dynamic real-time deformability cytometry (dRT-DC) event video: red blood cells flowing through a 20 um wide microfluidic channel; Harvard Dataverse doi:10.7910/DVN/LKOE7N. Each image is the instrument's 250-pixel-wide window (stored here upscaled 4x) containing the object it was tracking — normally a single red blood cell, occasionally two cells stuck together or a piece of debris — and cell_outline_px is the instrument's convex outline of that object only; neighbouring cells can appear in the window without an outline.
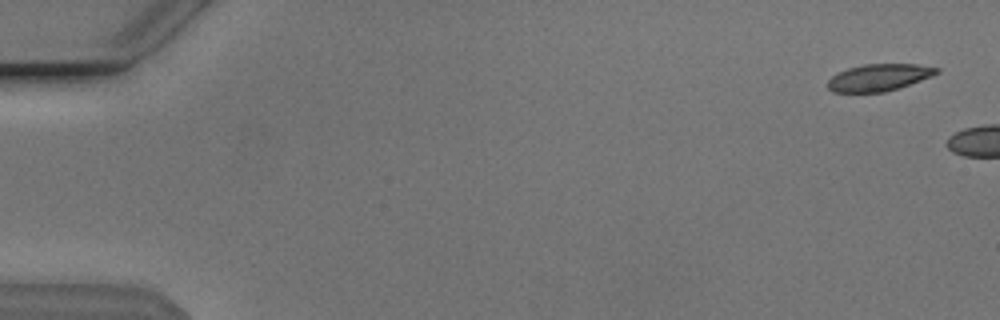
{"species": "Egyptian fruit bat (a non-hibernating species)", "species_latin": "Rousettus aegyptiacus", "temperature_condition": "cold", "stored_images_in_passage": 5, "camera_frame_rate_fps": 3000, "um_per_image_px": 0.085, "animal": {"sex": "male"}, "frame": {"image": 1, "passage_image": 2, "time_ms": 0.333, "image_size_px": [1000, 320], "cell_outline_px": [[940, 72], [932, 76], [884, 92], [832, 92], [828, 88], [828, 80], [832, 76], [848, 68], [864, 64], [916, 64], [940, 68]], "centroid_in_image_um": [74.71, 6.58], "position_along_channel_um": 10.3, "area_um2": 16.88}}